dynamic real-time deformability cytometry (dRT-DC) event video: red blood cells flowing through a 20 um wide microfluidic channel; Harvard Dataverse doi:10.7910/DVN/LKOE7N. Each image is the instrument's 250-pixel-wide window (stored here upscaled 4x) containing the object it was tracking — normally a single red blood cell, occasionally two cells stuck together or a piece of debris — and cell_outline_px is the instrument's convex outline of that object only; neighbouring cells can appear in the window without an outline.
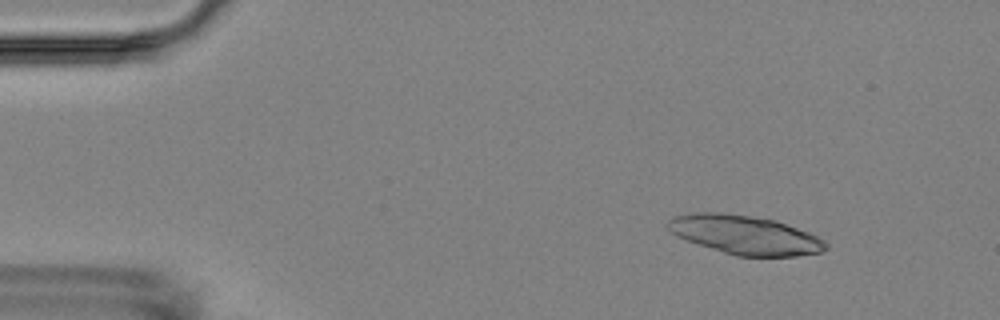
{"species": "Egyptian fruit bat (a non-hibernating species)", "species_latin": "Rousettus aegyptiacus", "temperature_condition": "room temperature", "stored_images_in_passage": 4, "camera_frame_rate_fps": 3000, "um_per_image_px": 0.085, "animal": {"sex": "female"}, "frame": {"image": 1, "passage_image": 1, "time_ms": 0.0, "image_size_px": [1000, 320], "cell_outline_px": [[828, 248], [820, 252], [796, 256], [736, 256], [676, 236], [664, 224], [672, 216], [692, 212], [720, 212], [776, 220], [808, 232], [824, 240], [828, 244]], "centroid_in_image_um": [63.3, 19.95], "position_along_channel_um": 21.7, "area_um2": 35.6}}